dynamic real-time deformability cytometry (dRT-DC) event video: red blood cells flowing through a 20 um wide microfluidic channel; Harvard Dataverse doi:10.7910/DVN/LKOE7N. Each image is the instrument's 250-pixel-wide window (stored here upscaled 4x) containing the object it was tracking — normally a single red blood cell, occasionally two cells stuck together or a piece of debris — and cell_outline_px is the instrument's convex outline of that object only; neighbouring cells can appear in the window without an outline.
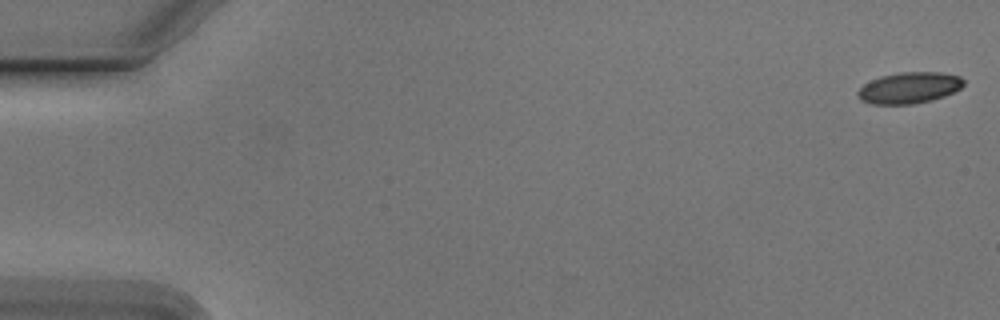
{"species": "Egyptian fruit bat (a non-hibernating species)", "species_latin": "Rousettus aegyptiacus", "temperature_condition": "cold", "stored_images_in_passage": 14, "camera_frame_rate_fps": 3000, "um_per_image_px": 0.085, "animal": {"sex": "male"}, "frame": {"image": 1, "passage_image": 1, "time_ms": 0.0, "image_size_px": [1000, 320], "cell_outline_px": [[964, 84], [960, 88], [944, 96], [932, 100], [912, 104], [872, 104], [860, 100], [856, 96], [856, 92], [864, 84], [880, 76], [900, 72], [940, 72], [960, 76], [964, 80]], "centroid_in_image_um": [77.26, 7.46], "position_along_channel_um": 7.7, "area_um2": 19.31}}
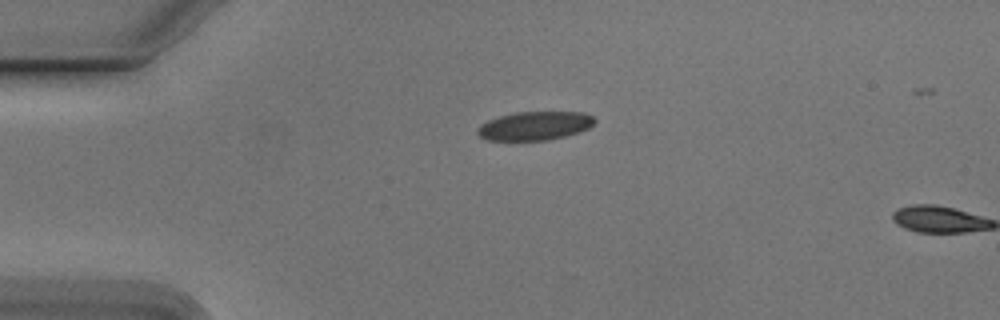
{"frame": {"image": 2, "passage_image": 13, "time_ms": 4.0, "image_size_px": [1000, 320], "cell_outline_px": [[596, 120], [588, 128], [580, 132], [548, 140], [488, 140], [480, 136], [476, 132], [476, 128], [480, 124], [488, 120], [500, 116], [516, 112], [584, 112], [592, 116]], "centroid_in_image_um": [45.44, 10.69], "position_along_channel_um": 39.6, "area_um2": 19.54}}